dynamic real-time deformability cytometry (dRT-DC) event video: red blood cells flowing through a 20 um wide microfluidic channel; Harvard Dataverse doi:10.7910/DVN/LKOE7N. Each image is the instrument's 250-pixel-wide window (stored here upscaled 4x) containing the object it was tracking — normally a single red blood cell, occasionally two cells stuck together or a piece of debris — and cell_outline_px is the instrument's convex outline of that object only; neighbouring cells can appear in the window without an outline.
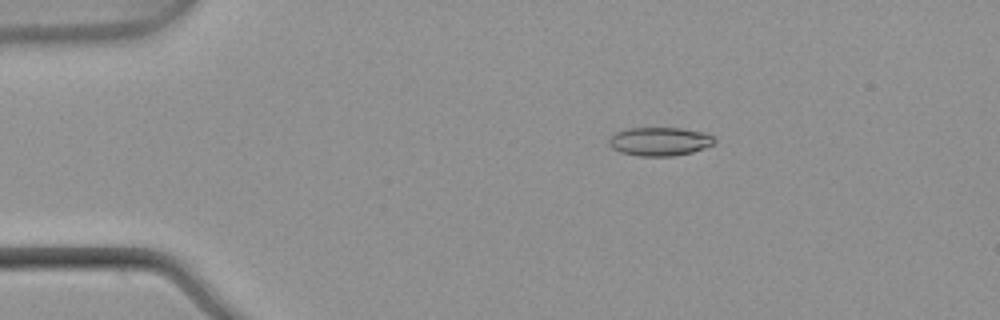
{"species": "common noctule bat (a hibernating species)", "species_latin": "Nyctalus noctula", "temperature_condition": "warm", "stored_images_in_passage": 53, "camera_frame_rate_fps": 3000, "um_per_image_px": 0.085, "animal": {"sex": "male", "body_mass_g": 21.5, "forearm_length_mm": 52.0}, "frame": {"image": 1, "passage_image": 10, "time_ms": 3.0, "image_size_px": [1000, 320], "cell_outline_px": [[716, 140], [712, 144], [704, 148], [692, 152], [672, 156], [640, 156], [620, 152], [612, 148], [608, 144], [608, 140], [616, 132], [628, 128], [680, 128], [708, 132]], "centroid_in_image_um": [56.08, 12.02], "position_along_channel_um": 28.9, "area_um2": 17.63}}
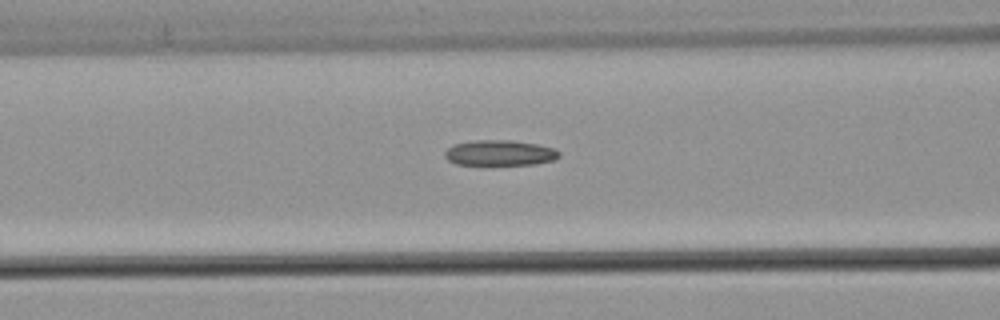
{"frame": {"image": 2, "passage_image": 22, "time_ms": 7.0, "image_size_px": [1000, 320], "cell_outline_px": [[560, 156], [556, 160], [536, 164], [456, 164], [448, 160], [444, 156], [444, 152], [448, 148], [456, 144], [476, 140], [512, 140], [536, 144], [552, 148], [560, 152]], "centroid_in_image_um": [42.5, 12.99], "position_along_channel_um": 124.1, "area_um2": 16.82}}
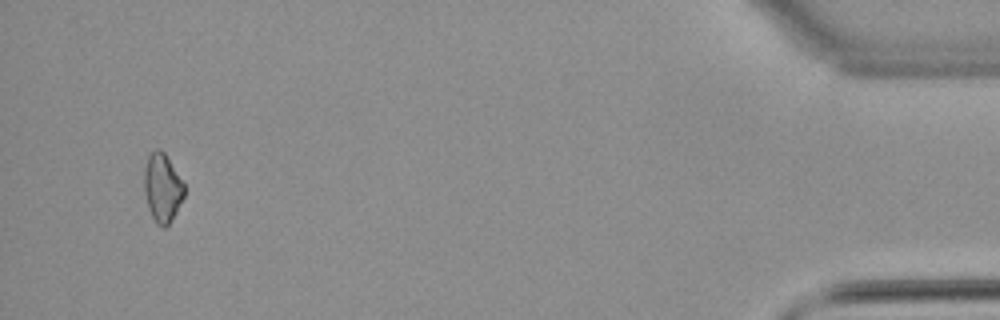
{"frame": {"image": 3, "passage_image": 51, "time_ms": 16.667, "image_size_px": [1000, 320], "cell_outline_px": [[184, 196], [176, 212], [168, 224], [164, 228], [156, 224], [148, 208], [144, 192], [144, 168], [148, 156], [156, 148], [160, 148], [164, 152], [184, 184]], "centroid_in_image_um": [13.78, 15.96], "position_along_channel_um": 421.4, "area_um2": 15.9}}